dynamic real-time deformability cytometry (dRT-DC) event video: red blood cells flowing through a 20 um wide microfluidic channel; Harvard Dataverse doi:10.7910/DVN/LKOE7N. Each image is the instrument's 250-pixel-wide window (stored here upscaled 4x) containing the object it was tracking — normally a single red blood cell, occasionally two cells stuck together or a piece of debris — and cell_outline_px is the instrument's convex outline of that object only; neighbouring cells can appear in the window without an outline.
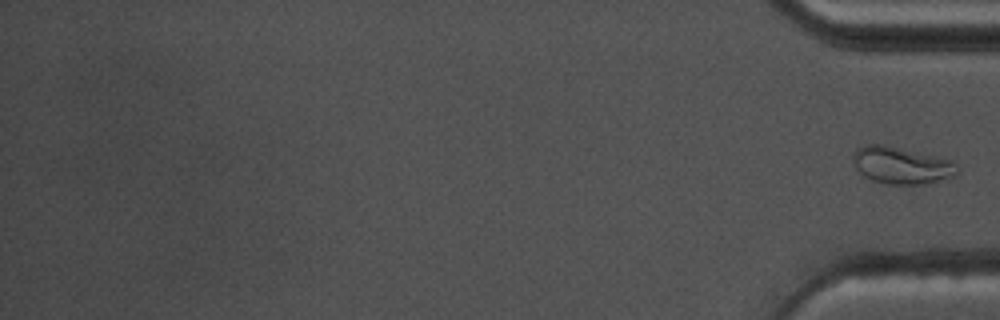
{"species": "common noctule bat (a hibernating species)", "species_latin": "Nyctalus noctula", "temperature_condition": "warm", "stored_images_in_passage": 51, "segment_of_instrument_passage": [2, 2], "camera_frame_rate_fps": 3000, "um_per_image_px": 0.085, "animal": {"sex": "male", "body_mass_g": 17.5, "forearm_length_mm": 52.3}, "frame": {"image": 1, "passage_image": 51, "time_ms": 16.667, "image_size_px": [1000, 320], "cell_outline_px": [[960, 172], [952, 176], [920, 184], [888, 184], [872, 180], [864, 176], [856, 168], [852, 160], [852, 152], [856, 148], [864, 144], [884, 144], [952, 160], [956, 164]], "centroid_in_image_um": [76.56, 14.03], "position_along_channel_um": 358.6, "area_um2": 22.43}}